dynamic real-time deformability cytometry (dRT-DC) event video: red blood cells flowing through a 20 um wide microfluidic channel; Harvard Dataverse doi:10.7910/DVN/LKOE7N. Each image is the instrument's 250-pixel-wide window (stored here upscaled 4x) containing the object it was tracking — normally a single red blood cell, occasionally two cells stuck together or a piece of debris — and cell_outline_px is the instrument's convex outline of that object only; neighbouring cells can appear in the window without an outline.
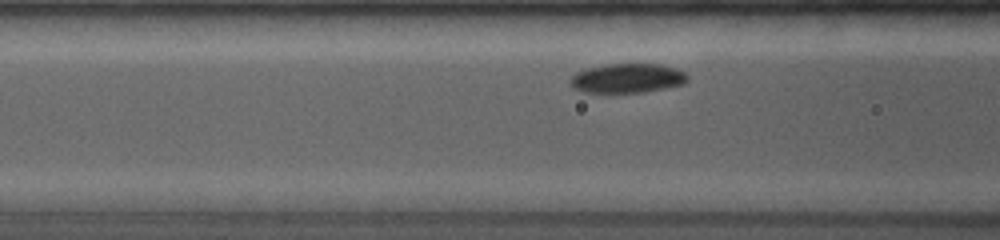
{"species": "common noctule bat (a hibernating species)", "species_latin": "Nyctalus noctula", "temperature_condition": "room temperature", "stored_images_in_passage": 34, "camera_frame_rate_fps": 4000, "um_per_image_px": 0.085, "animal": {"sex": "female", "body_mass_g": 19.0, "forearm_length_mm": 53.3}, "frame": {"image": 1, "passage_image": 7, "time_ms": 2.0, "image_size_px": [1000, 240], "cell_outline_px": [[688, 80], [684, 84], [644, 92], [608, 96], [584, 92], [572, 88], [568, 80], [576, 72], [588, 68], [604, 64], [664, 64], [676, 68], [684, 72], [688, 76]], "centroid_in_image_um": [53.26, 6.69], "position_along_channel_um": 113.3, "area_um2": 21.04}}
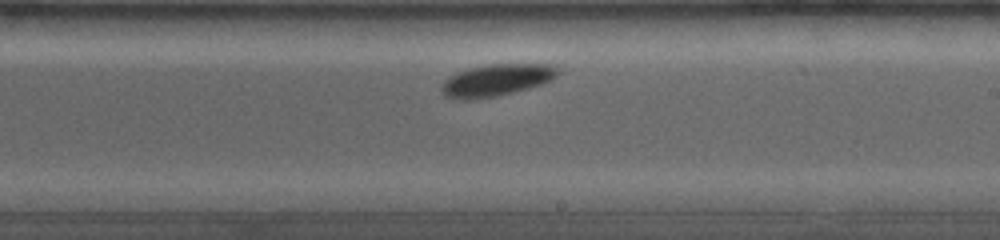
{"frame": {"image": 2, "passage_image": 19, "time_ms": 5.5, "image_size_px": [1000, 240], "cell_outline_px": [[560, 72], [552, 80], [528, 88], [500, 96], [468, 100], [456, 100], [444, 96], [440, 92], [440, 84], [448, 76], [468, 68], [488, 64], [556, 64], [560, 68]], "centroid_in_image_um": [42.16, 6.82], "position_along_channel_um": 246.8, "area_um2": 22.2}}
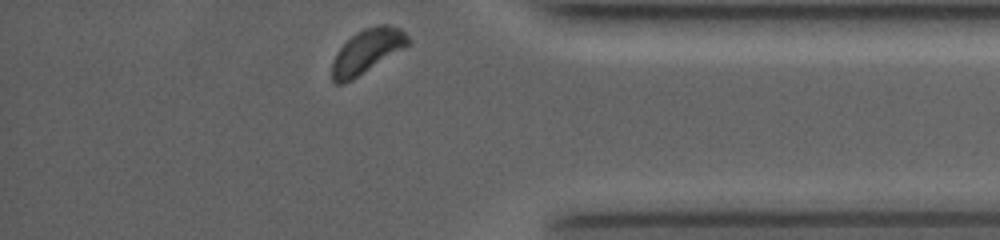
{"frame": {"image": 3, "passage_image": 34, "time_ms": 9.75, "image_size_px": [1000, 240], "cell_outline_px": [[412, 40], [408, 44], [352, 80], [344, 84], [336, 84], [332, 80], [332, 60], [336, 52], [356, 32], [364, 28], [376, 24], [388, 24], [400, 28]], "centroid_in_image_um": [31.17, 4.34], "position_along_channel_um": 404.0, "area_um2": 19.31}, "authors_computed_cell_mechanics": {"area_um2": 20.808, "velocity_mm_per_s": 3.8455, "shape_relaxation_time_tau1_ms": 1.7207, "shape_relaxation_time_tau2_ms": 3.7092, "deformation_change_tau1": 0.047, "deformation_change_tau2": 0.0512}}